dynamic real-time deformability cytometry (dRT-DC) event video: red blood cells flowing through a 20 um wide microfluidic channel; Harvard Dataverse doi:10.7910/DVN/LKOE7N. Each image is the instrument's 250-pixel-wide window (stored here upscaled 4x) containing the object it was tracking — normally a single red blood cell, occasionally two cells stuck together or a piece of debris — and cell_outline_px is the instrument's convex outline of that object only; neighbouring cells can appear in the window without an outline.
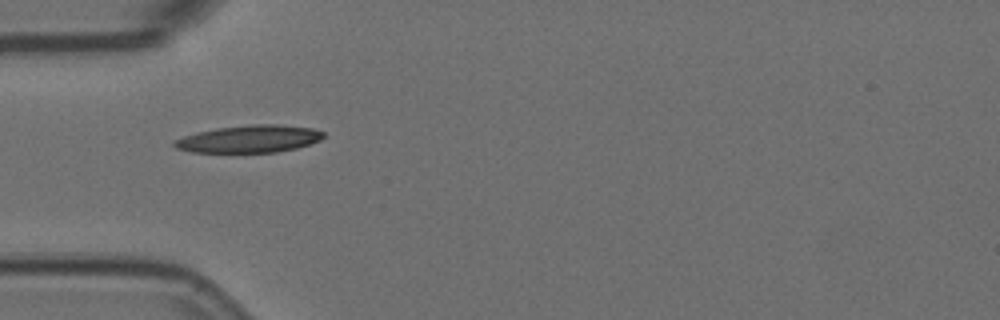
{"species": "Egyptian fruit bat (a non-hibernating species)", "species_latin": "Rousettus aegyptiacus", "temperature_condition": "room temperature", "stored_images_in_passage": 13, "camera_frame_rate_fps": 3000, "um_per_image_px": 0.085, "animal": {"sex": "female"}, "frame": {"image": 1, "passage_image": 5, "time_ms": 1.333, "image_size_px": [1000, 320], "cell_outline_px": [[324, 136], [320, 140], [296, 148], [276, 152], [192, 152], [176, 148], [172, 144], [176, 140], [184, 136], [196, 132], [216, 128], [256, 124], [276, 124], [312, 128], [324, 132]], "centroid_in_image_um": [21.18, 11.8], "position_along_channel_um": 63.8, "area_um2": 23.58}}
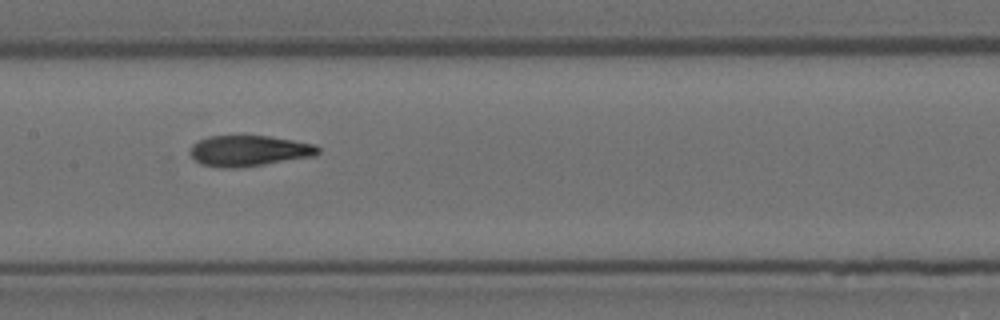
{"frame": {"image": 2, "passage_image": 8, "time_ms": 2.333, "image_size_px": [1000, 320], "cell_outline_px": [[320, 152], [316, 156], [240, 168], [220, 168], [200, 164], [188, 152], [192, 144], [208, 136], [268, 136], [316, 144], [320, 148]], "centroid_in_image_um": [21.17, 12.83], "position_along_channel_um": 186.2, "area_um2": 23.18}}
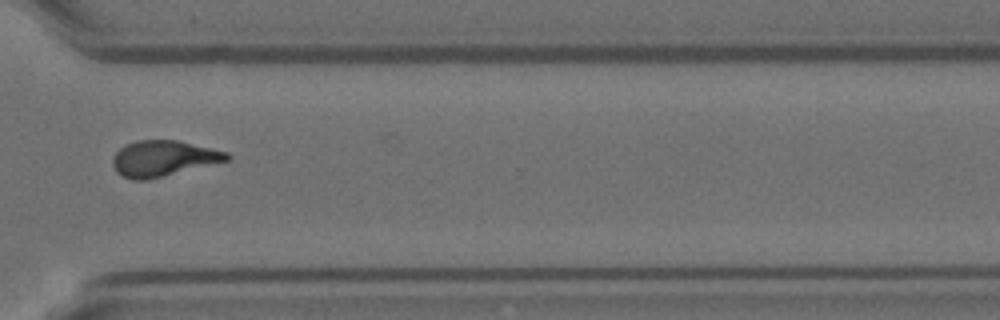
{"frame": {"image": 3, "passage_image": 12, "time_ms": 3.667, "image_size_px": [1000, 320], "cell_outline_px": [[232, 156], [228, 160], [148, 180], [132, 180], [116, 172], [112, 164], [112, 156], [120, 148], [136, 140], [176, 140], [212, 148], [228, 152]], "centroid_in_image_um": [13.86, 13.47], "position_along_channel_um": 356.7, "area_um2": 23.7}}